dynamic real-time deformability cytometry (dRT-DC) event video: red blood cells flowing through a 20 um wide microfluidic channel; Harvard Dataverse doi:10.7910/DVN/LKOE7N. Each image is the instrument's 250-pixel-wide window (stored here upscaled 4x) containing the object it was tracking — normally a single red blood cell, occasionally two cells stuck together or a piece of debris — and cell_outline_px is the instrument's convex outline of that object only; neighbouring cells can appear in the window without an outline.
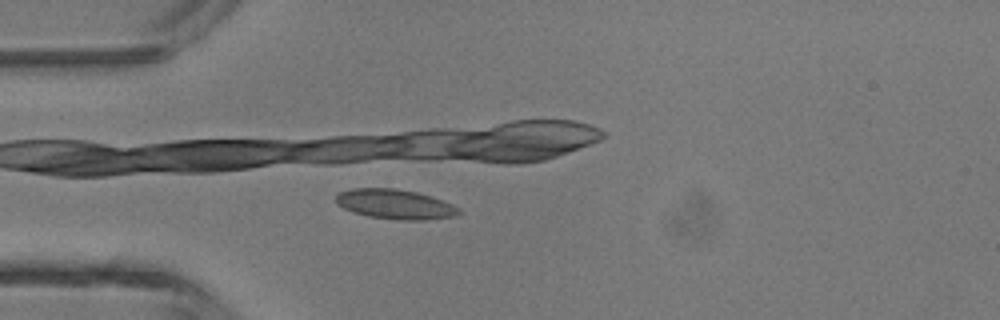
{"species": "common noctule bat (a hibernating species)", "species_latin": "Nyctalus noctula", "temperature_condition": "room temperature", "stored_images_in_passage": 12, "camera_frame_rate_fps": 3000, "um_per_image_px": 0.085, "animal": {"sex": "male", "body_mass_g": 13.3}, "frame": {"image": 1, "passage_image": 12, "time_ms": 3.667, "image_size_px": [1000, 320], "cell_outline_px": [[460, 212], [456, 216], [424, 220], [396, 220], [368, 216], [352, 212], [336, 204], [336, 196], [340, 192], [352, 188], [396, 188], [416, 192], [452, 204], [460, 208]], "centroid_in_image_um": [33.56, 17.36], "position_along_channel_um": 51.4, "area_um2": 21.27}}